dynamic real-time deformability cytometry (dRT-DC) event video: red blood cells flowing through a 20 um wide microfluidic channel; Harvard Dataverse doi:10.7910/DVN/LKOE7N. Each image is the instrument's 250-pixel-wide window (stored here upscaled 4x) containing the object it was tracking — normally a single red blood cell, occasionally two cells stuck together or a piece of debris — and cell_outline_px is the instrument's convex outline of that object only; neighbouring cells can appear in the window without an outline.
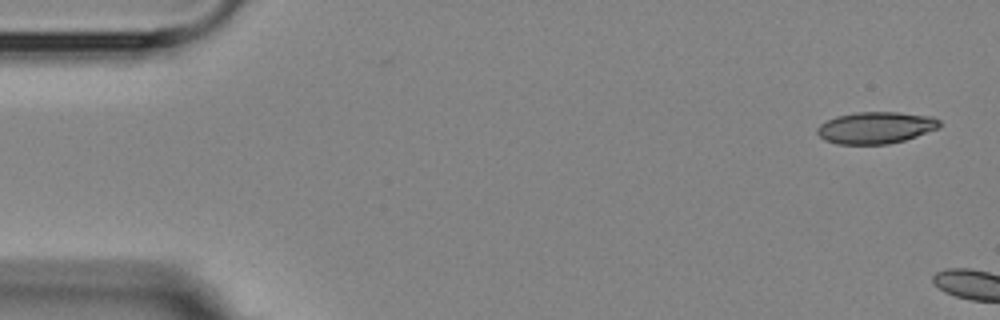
{"species": "Egyptian fruit bat (a non-hibernating species)", "species_latin": "Rousettus aegyptiacus", "temperature_condition": "room temperature", "stored_images_in_passage": 2, "camera_frame_rate_fps": 3000, "um_per_image_px": 0.085, "animal": {"sex": "female"}, "frame": {"image": 1, "passage_image": 1, "time_ms": 0.0, "image_size_px": [1000, 320], "cell_outline_px": [[940, 128], [904, 140], [888, 144], [836, 144], [824, 140], [816, 132], [816, 128], [820, 124], [836, 116], [856, 112], [896, 112], [932, 116], [940, 120]], "centroid_in_image_um": [74.43, 10.85], "position_along_channel_um": 10.6, "area_um2": 22.72}}